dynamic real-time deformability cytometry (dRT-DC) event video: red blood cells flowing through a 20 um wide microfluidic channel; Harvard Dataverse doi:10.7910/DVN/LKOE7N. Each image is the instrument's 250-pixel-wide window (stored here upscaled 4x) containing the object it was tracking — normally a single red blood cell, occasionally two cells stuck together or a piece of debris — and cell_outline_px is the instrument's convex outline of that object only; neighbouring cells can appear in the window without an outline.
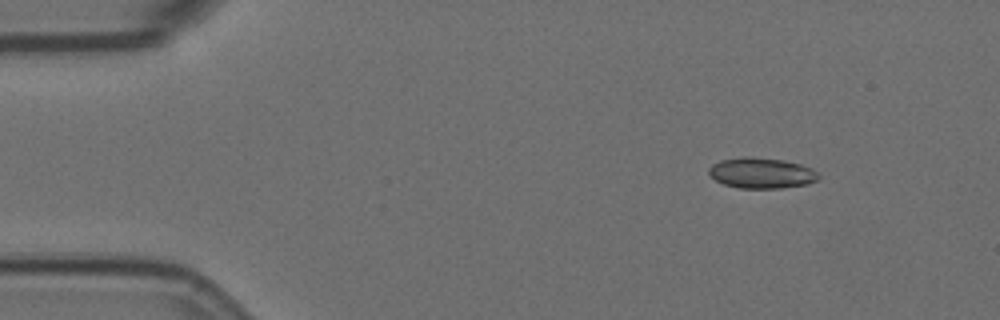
{"species": "Egyptian fruit bat (a non-hibernating species)", "species_latin": "Rousettus aegyptiacus", "temperature_condition": "room temperature", "stored_images_in_passage": 6, "camera_frame_rate_fps": 3000, "um_per_image_px": 0.085, "animal": {"sex": "female"}, "frame": {"image": 1, "passage_image": 2, "time_ms": 0.333, "image_size_px": [1000, 320], "cell_outline_px": [[820, 180], [808, 184], [780, 188], [740, 188], [724, 184], [716, 180], [708, 172], [708, 168], [712, 164], [720, 160], [744, 156], [748, 156], [784, 160], [800, 164], [812, 168], [820, 176]], "centroid_in_image_um": [64.75, 14.7], "position_along_channel_um": 20.3, "area_um2": 19.71}}
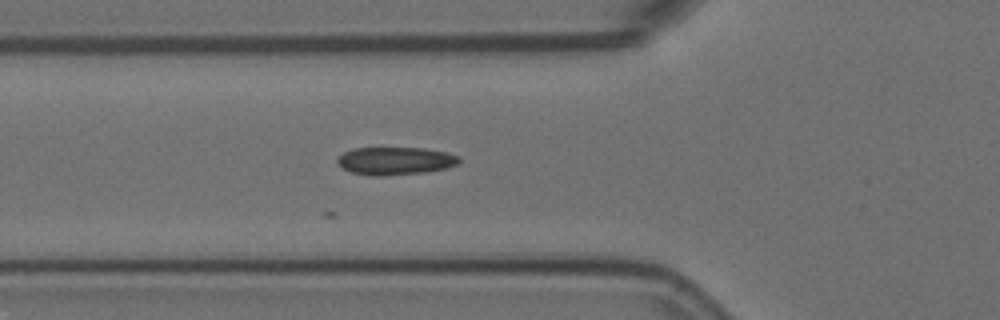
{"frame": {"image": 2, "passage_image": 6, "time_ms": 1.667, "image_size_px": [1000, 320], "cell_outline_px": [[460, 160], [456, 164], [444, 168], [428, 172], [380, 176], [372, 176], [352, 172], [336, 164], [336, 160], [344, 152], [352, 148], [424, 148], [444, 152], [460, 156]], "centroid_in_image_um": [33.57, 13.67], "position_along_channel_um": 92.2, "area_um2": 19.65}}